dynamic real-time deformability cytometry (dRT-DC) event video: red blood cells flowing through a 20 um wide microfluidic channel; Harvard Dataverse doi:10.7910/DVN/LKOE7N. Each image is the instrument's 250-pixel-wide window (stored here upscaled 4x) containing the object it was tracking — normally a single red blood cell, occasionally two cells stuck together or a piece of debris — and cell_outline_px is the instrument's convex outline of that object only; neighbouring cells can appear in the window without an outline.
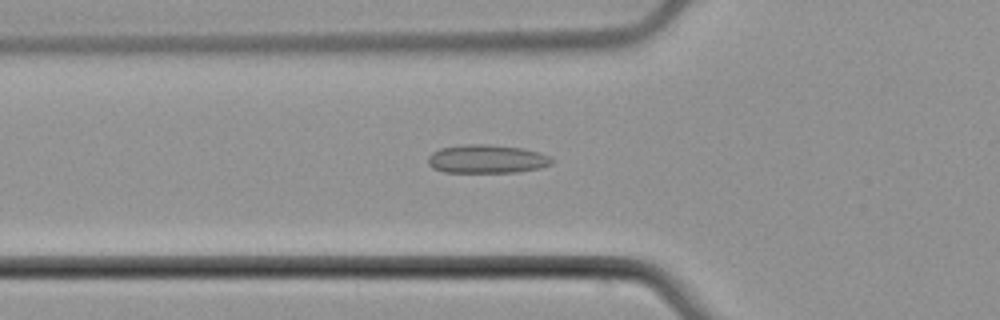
{"species": "common noctule bat (a hibernating species)", "species_latin": "Nyctalus noctula", "temperature_condition": "cold", "stored_images_in_passage": 40, "camera_frame_rate_fps": 3000, "um_per_image_px": 0.085, "animal": {"sex": "male", "body_mass_g": 21.5, "forearm_length_mm": 52.0}, "frame": {"image": 1, "passage_image": 12, "time_ms": 3.667, "image_size_px": [1000, 320], "cell_outline_px": [[556, 160], [552, 164], [540, 168], [516, 172], [444, 172], [432, 168], [428, 164], [428, 156], [432, 152], [440, 148], [464, 144], [488, 144], [520, 148], [536, 152], [548, 156]], "centroid_in_image_um": [41.35, 13.52], "position_along_channel_um": 84.4, "area_um2": 20.58}}
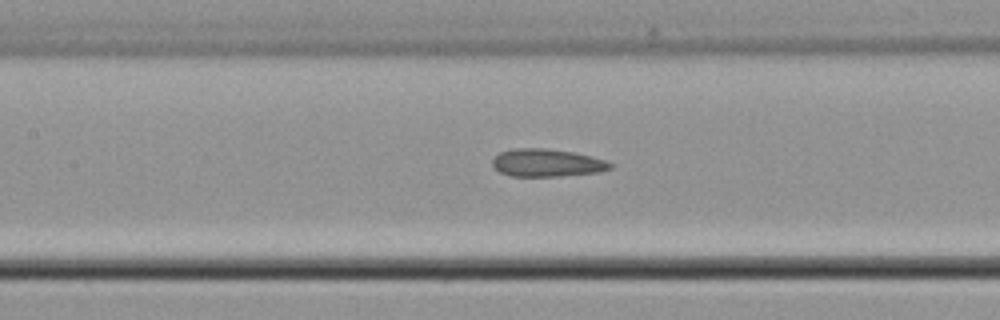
{"frame": {"image": 2, "passage_image": 18, "time_ms": 5.667, "image_size_px": [1000, 320], "cell_outline_px": [[612, 168], [600, 172], [556, 176], [512, 176], [500, 172], [492, 164], [492, 160], [500, 152], [512, 148], [544, 148], [572, 152], [604, 160], [612, 164]], "centroid_in_image_um": [46.46, 13.84], "position_along_channel_um": 160.9, "area_um2": 18.79}}
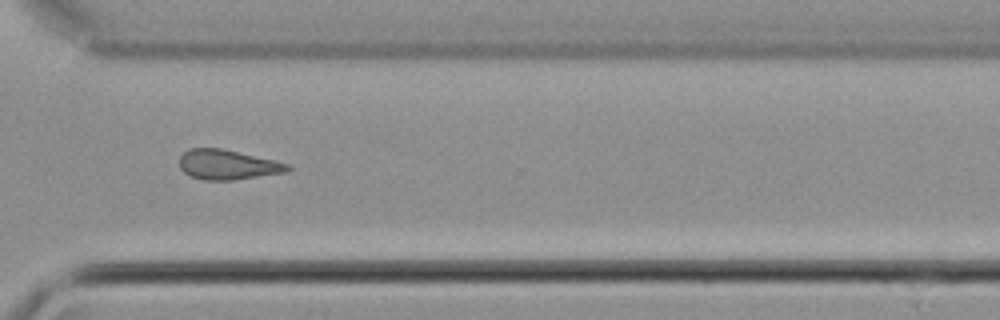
{"frame": {"image": 3, "passage_image": 33, "time_ms": 10.667, "image_size_px": [1000, 320], "cell_outline_px": [[292, 168], [288, 172], [236, 180], [204, 180], [192, 176], [184, 172], [180, 168], [180, 156], [188, 148], [220, 148], [272, 160], [288, 164]], "centroid_in_image_um": [19.34, 14.01], "position_along_channel_um": 351.3, "area_um2": 18.67}, "authors_computed_cell_mechanics": {"area_um2": 19.2474, "velocity_mm_per_s": 3.7992, "shape_relaxation_time_tau1_ms": null, "shape_relaxation_time_tau2_ms": 2.6446, "deformation_change_tau1": null, "deformation_change_tau2": 0.1138}}